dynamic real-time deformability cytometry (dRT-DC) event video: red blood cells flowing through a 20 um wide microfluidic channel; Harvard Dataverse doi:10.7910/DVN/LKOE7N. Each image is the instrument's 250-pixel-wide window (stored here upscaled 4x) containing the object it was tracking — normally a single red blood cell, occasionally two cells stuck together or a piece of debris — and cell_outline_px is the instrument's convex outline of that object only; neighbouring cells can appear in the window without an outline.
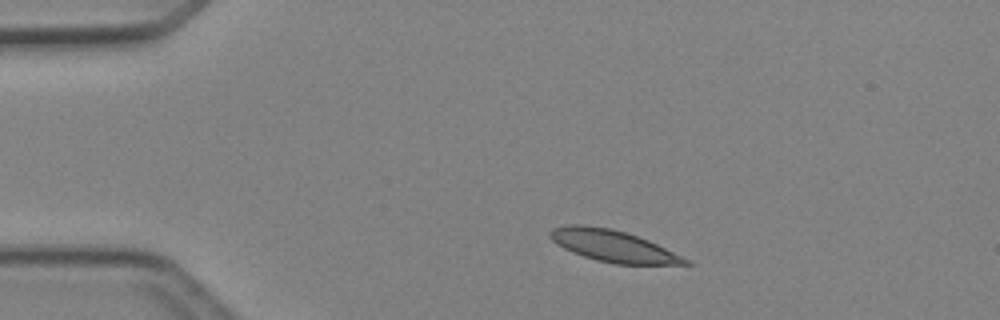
{"species": "Egyptian fruit bat (a non-hibernating species)", "species_latin": "Rousettus aegyptiacus", "temperature_condition": "cold", "stored_images_in_passage": 40, "camera_frame_rate_fps": 3000, "um_per_image_px": 0.085, "animal": {"sex": "female"}, "frame": {"image": 1, "passage_image": 1, "time_ms": 0.0, "image_size_px": [1000, 320], "cell_outline_px": [[692, 264], [616, 264], [596, 260], [572, 252], [556, 244], [548, 236], [548, 232], [552, 228], [572, 224], [584, 224], [612, 228], [628, 232], [648, 240], [688, 260]], "centroid_in_image_um": [52.03, 20.88], "position_along_channel_um": 33.0, "area_um2": 24.8}}
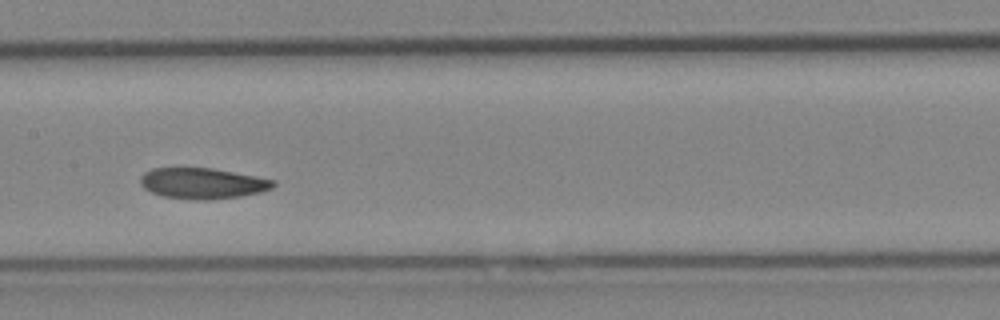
{"frame": {"image": 2, "passage_image": 16, "time_ms": 5.0, "image_size_px": [1000, 320], "cell_outline_px": [[276, 184], [272, 188], [260, 192], [240, 196], [208, 200], [196, 200], [164, 196], [152, 192], [144, 188], [140, 184], [140, 176], [144, 172], [152, 168], [212, 168], [276, 180]], "centroid_in_image_um": [17.21, 15.58], "position_along_channel_um": 190.2, "area_um2": 23.81}}
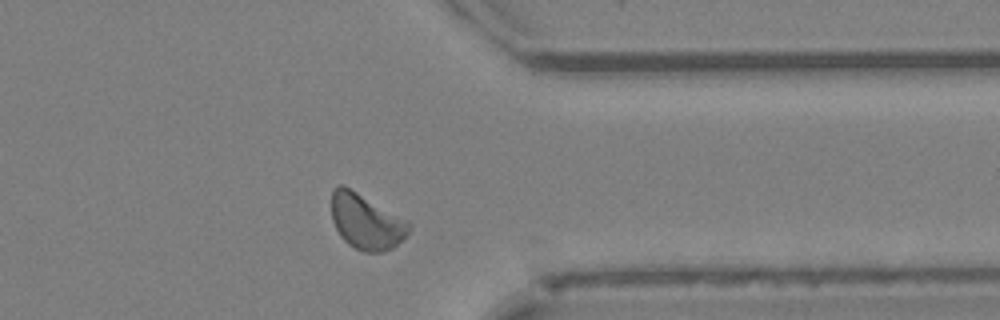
{"frame": {"image": 3, "passage_image": 30, "time_ms": 9.667, "image_size_px": [1000, 320], "cell_outline_px": [[412, 228], [392, 248], [384, 252], [364, 252], [348, 244], [340, 236], [332, 220], [332, 188], [336, 184], [344, 184], [408, 220], [412, 224]], "centroid_in_image_um": [31.11, 18.81], "position_along_channel_um": 380.3, "area_um2": 25.14}, "authors_computed_cell_mechanics": {"area_um2": 24.1026, "velocity_mm_per_s": 4.1868, "shape_relaxation_time_tau1_ms": 3.5289, "shape_relaxation_time_tau2_ms": 8.8049, "deformation_change_tau1": 0.0999, "deformation_change_tau2": 0.1406}}